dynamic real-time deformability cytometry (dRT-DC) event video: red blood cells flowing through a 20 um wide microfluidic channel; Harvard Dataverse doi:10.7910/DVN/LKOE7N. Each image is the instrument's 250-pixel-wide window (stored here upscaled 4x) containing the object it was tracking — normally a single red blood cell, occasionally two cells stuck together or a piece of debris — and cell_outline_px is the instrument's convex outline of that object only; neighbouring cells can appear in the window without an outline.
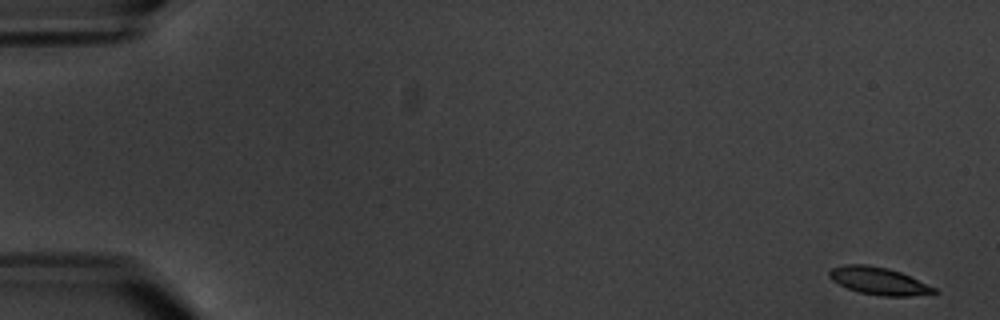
{"species": "common noctule bat (a hibernating species)", "species_latin": "Nyctalus noctula", "temperature_condition": "warm", "stored_images_in_passage": 6, "camera_frame_rate_fps": 3000, "um_per_image_px": 0.085, "animal": {"sex": "male", "body_mass_g": 20.1, "forearm_length_mm": 53.5}, "frame": {"image": 1, "passage_image": 1, "time_ms": 0.0, "image_size_px": [1000, 320], "cell_outline_px": [[940, 292], [908, 296], [884, 296], [860, 292], [848, 288], [832, 280], [828, 276], [828, 272], [832, 268], [844, 264], [868, 264], [888, 268], [900, 272], [936, 288]], "centroid_in_image_um": [74.68, 23.87], "position_along_channel_um": 10.3, "area_um2": 16.59}}